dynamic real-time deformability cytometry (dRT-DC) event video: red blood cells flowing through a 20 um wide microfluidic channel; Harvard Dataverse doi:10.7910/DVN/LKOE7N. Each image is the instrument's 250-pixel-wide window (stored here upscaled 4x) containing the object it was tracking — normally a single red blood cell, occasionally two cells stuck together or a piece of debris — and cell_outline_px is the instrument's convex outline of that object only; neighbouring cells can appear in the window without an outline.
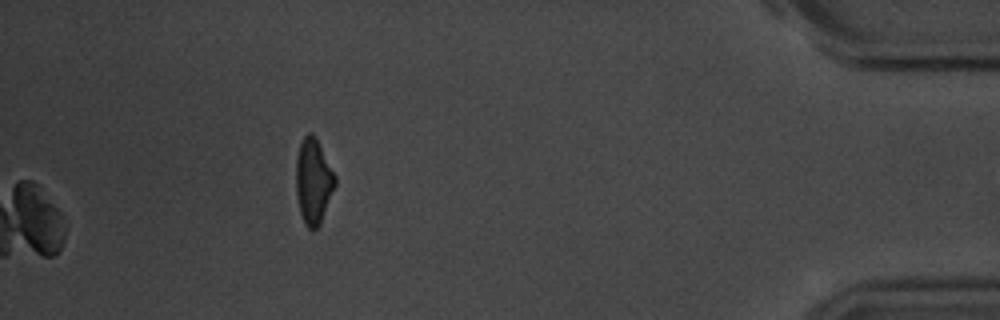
{"species": "common noctule bat (a hibernating species)", "species_latin": "Nyctalus noctula", "temperature_condition": "room temperature", "stored_images_in_passage": 55, "camera_frame_rate_fps": 3000, "um_per_image_px": 0.085, "animal": {"sex": "male", "body_mass_g": 20.1, "forearm_length_mm": 53.5}, "frame": {"image": 1, "passage_image": 55, "time_ms": 18.0, "image_size_px": [1000, 320], "cell_outline_px": [[336, 184], [320, 224], [316, 228], [308, 228], [304, 224], [300, 212], [296, 196], [296, 156], [300, 144], [304, 136], [308, 132], [312, 132], [316, 136], [336, 176]], "centroid_in_image_um": [26.63, 15.37], "position_along_channel_um": 408.6, "area_um2": 19.54}}